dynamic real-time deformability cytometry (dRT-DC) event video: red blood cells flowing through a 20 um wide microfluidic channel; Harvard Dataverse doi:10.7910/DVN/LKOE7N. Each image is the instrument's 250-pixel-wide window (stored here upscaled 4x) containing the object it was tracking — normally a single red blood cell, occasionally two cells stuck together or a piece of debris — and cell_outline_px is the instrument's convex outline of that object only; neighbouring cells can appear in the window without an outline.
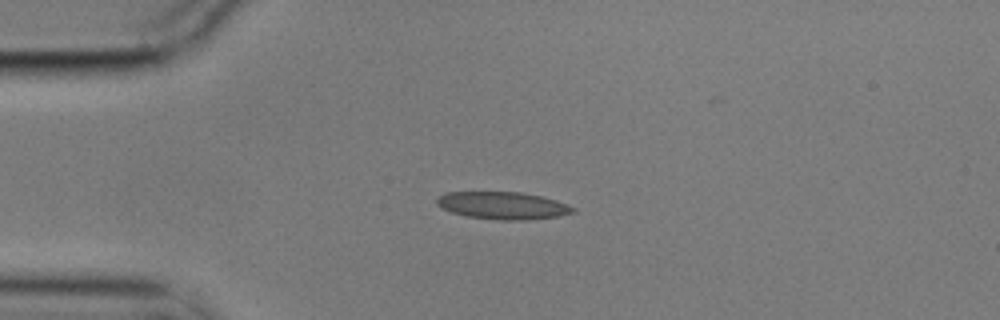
{"species": "common noctule bat (a hibernating species)", "species_latin": "Nyctalus noctula", "temperature_condition": "cold", "stored_images_in_passage": 2, "camera_frame_rate_fps": 3000, "um_per_image_px": 0.085, "animal": {"sex": "male", "body_mass_g": 17.9}, "frame": {"image": 1, "passage_image": 1, "time_ms": 0.0, "image_size_px": [1000, 320], "cell_outline_px": [[576, 212], [560, 216], [524, 220], [500, 220], [468, 216], [452, 212], [440, 208], [436, 204], [436, 200], [444, 192], [520, 192], [540, 196], [556, 200], [576, 208]], "centroid_in_image_um": [42.74, 17.47], "position_along_channel_um": 42.3, "area_um2": 21.73}}